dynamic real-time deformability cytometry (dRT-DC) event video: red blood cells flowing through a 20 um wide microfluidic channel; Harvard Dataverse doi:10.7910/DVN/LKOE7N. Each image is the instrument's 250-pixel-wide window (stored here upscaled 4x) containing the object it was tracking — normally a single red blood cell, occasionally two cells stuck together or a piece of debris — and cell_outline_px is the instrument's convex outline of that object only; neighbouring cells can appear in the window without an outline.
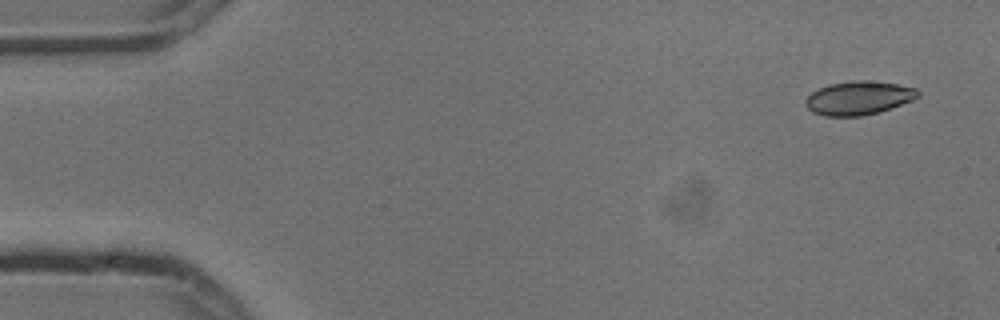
{"species": "common noctule bat (a hibernating species)", "species_latin": "Nyctalus noctula", "temperature_condition": "cold", "stored_images_in_passage": 4, "camera_frame_rate_fps": 3000, "um_per_image_px": 0.085, "animal": {"sex": "male", "body_mass_g": 13.3}, "frame": {"image": 1, "passage_image": 1, "time_ms": 0.0, "image_size_px": [1000, 320], "cell_outline_px": [[920, 96], [912, 100], [892, 108], [880, 112], [860, 116], [824, 116], [812, 112], [804, 104], [804, 100], [812, 92], [828, 84], [856, 80], [864, 80], [896, 84], [916, 88], [920, 92]], "centroid_in_image_um": [72.98, 8.34], "position_along_channel_um": 12.0, "area_um2": 22.08}}
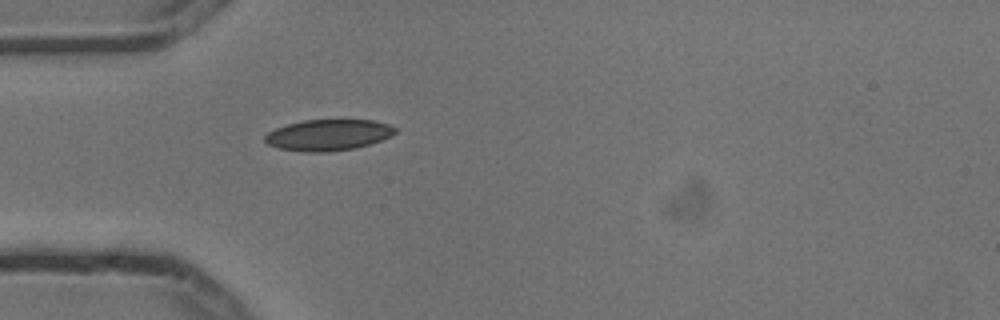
{"frame": {"image": 2, "passage_image": 4, "time_ms": 1.0, "image_size_px": [1000, 320], "cell_outline_px": [[396, 132], [392, 136], [356, 148], [328, 152], [304, 152], [276, 148], [268, 144], [264, 140], [264, 136], [268, 132], [276, 128], [288, 124], [304, 120], [372, 120], [388, 124], [396, 128]], "centroid_in_image_um": [27.88, 11.48], "position_along_channel_um": 57.1, "area_um2": 23.64}}